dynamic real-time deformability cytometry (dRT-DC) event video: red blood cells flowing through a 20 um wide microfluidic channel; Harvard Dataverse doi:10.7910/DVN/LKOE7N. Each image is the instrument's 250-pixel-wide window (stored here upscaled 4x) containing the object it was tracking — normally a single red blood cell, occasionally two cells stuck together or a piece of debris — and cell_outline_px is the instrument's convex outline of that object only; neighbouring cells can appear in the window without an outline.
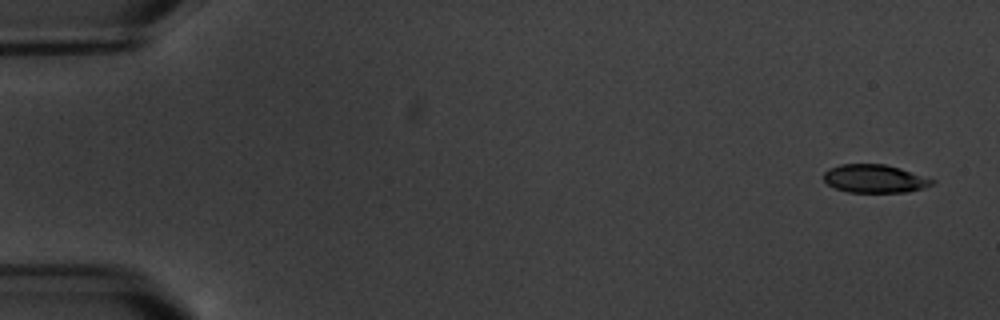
{"species": "common noctule bat (a hibernating species)", "species_latin": "Nyctalus noctula", "temperature_condition": "warm", "stored_images_in_passage": 6, "camera_frame_rate_fps": 3000, "um_per_image_px": 0.085, "animal": {"sex": "male", "body_mass_g": 20.1, "forearm_length_mm": 53.5}, "frame": {"image": 1, "passage_image": 1, "time_ms": 0.0, "image_size_px": [1000, 320], "cell_outline_px": [[936, 180], [932, 184], [924, 188], [908, 192], [848, 192], [836, 188], [828, 184], [824, 180], [824, 172], [828, 168], [840, 164], [884, 164], [900, 168]], "centroid_in_image_um": [74.34, 15.18], "position_along_channel_um": 10.7, "area_um2": 17.8}}
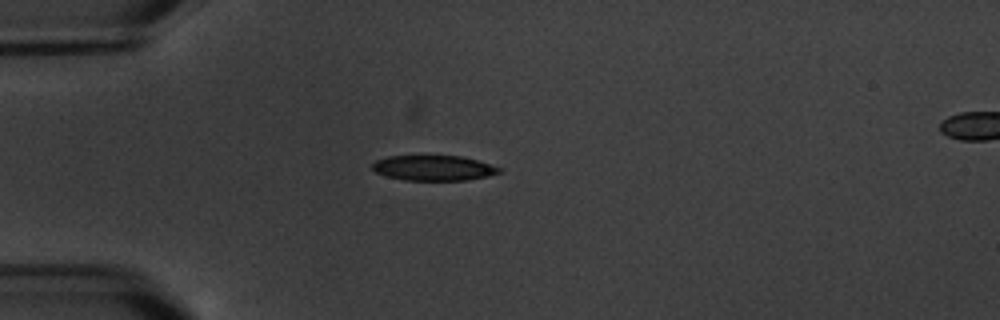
{"frame": {"image": 2, "passage_image": 4, "time_ms": 4.667, "image_size_px": [1000, 320], "cell_outline_px": [[504, 172], [488, 176], [468, 180], [404, 180], [388, 176], [376, 172], [372, 168], [372, 164], [376, 160], [388, 156], [460, 156], [476, 160], [500, 168]], "centroid_in_image_um": [36.86, 14.28], "position_along_channel_um": 48.1, "area_um2": 18.5}}